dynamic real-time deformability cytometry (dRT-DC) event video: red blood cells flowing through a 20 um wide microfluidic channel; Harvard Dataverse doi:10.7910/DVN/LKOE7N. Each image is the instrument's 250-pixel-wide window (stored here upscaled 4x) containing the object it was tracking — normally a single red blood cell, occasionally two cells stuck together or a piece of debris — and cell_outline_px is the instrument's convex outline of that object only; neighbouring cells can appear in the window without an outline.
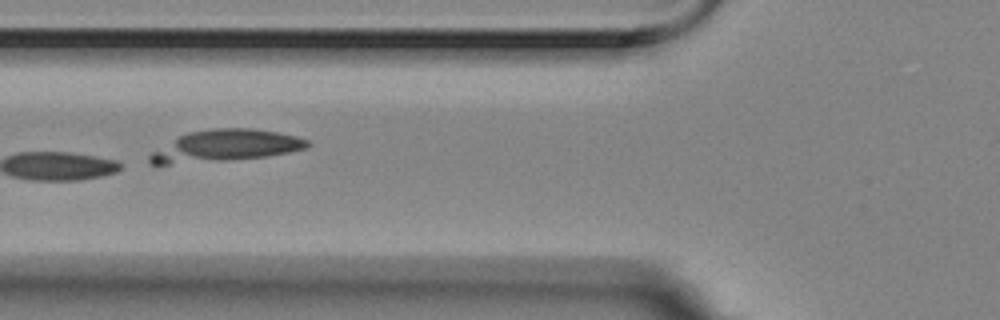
{"species": "Egyptian fruit bat (a non-hibernating species)", "species_latin": "Rousettus aegyptiacus", "temperature_condition": "room temperature", "stored_images_in_passage": 6, "camera_frame_rate_fps": 3000, "um_per_image_px": 0.085, "animal": {"sex": "female"}, "frame": {"image": 1, "passage_image": 3, "time_ms": 0.667, "image_size_px": [1000, 320], "cell_outline_px": [[312, 144], [308, 148], [288, 152], [264, 156], [224, 160], [168, 164], [148, 164], [148, 156], [152, 152], [180, 136], [188, 132], [212, 128], [252, 128], [276, 132], [296, 136], [308, 140]], "centroid_in_image_um": [19.18, 12.38], "position_along_channel_um": 106.6, "area_um2": 28.67}}
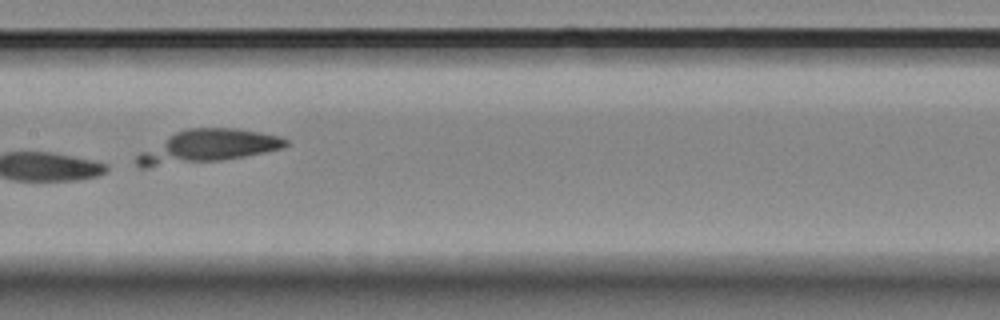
{"frame": {"image": 2, "passage_image": 5, "time_ms": 1.333, "image_size_px": [1000, 320], "cell_outline_px": [[288, 144], [284, 148], [244, 156], [220, 160], [148, 168], [140, 168], [136, 164], [136, 156], [140, 152], [168, 136], [176, 132], [188, 128], [236, 128], [260, 132], [280, 136], [288, 140]], "centroid_in_image_um": [17.63, 12.45], "position_along_channel_um": 189.8, "area_um2": 28.5}}
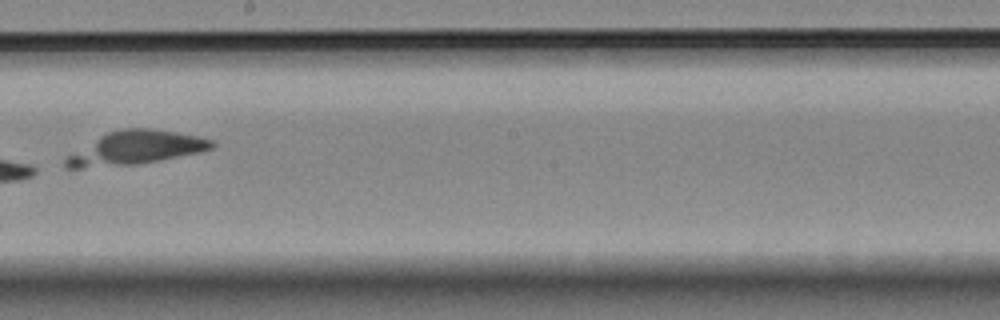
{"frame": {"image": 3, "passage_image": 6, "time_ms": 1.667, "image_size_px": [1000, 320], "cell_outline_px": [[216, 144], [212, 148], [200, 152], [160, 160], [136, 164], [80, 168], [64, 168], [64, 160], [68, 156], [100, 136], [108, 132], [124, 128], [152, 128], [176, 132], [196, 136], [212, 140]], "centroid_in_image_um": [11.55, 12.57], "position_along_channel_um": 236.6, "area_um2": 28.03}}